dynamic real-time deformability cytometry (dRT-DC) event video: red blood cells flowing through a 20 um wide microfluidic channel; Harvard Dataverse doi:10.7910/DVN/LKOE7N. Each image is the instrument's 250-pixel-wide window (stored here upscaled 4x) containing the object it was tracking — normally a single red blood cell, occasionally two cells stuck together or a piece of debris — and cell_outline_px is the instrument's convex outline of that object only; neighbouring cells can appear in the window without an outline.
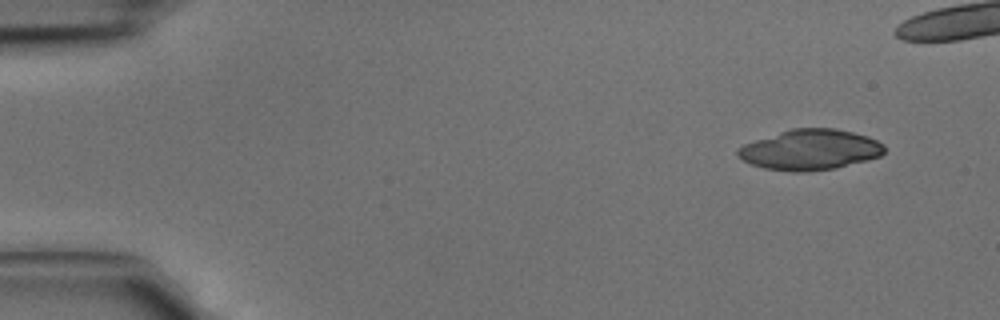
{"species": "common noctule bat (a hibernating species)", "species_latin": "Nyctalus noctula", "temperature_condition": "cold", "stored_images_in_passage": 4, "camera_frame_rate_fps": 3000, "um_per_image_px": 0.085, "animal": {"sex": "male", "body_mass_g": 15.6}, "frame": {"image": 1, "passage_image": 1, "time_ms": 0.0, "image_size_px": [1000, 320], "cell_outline_px": [[884, 152], [880, 156], [868, 160], [836, 168], [804, 172], [792, 172], [764, 168], [752, 164], [736, 156], [736, 148], [744, 144], [792, 128], [836, 128], [868, 136], [884, 144]], "centroid_in_image_um": [68.86, 12.73], "position_along_channel_um": 16.1, "area_um2": 34.56}}